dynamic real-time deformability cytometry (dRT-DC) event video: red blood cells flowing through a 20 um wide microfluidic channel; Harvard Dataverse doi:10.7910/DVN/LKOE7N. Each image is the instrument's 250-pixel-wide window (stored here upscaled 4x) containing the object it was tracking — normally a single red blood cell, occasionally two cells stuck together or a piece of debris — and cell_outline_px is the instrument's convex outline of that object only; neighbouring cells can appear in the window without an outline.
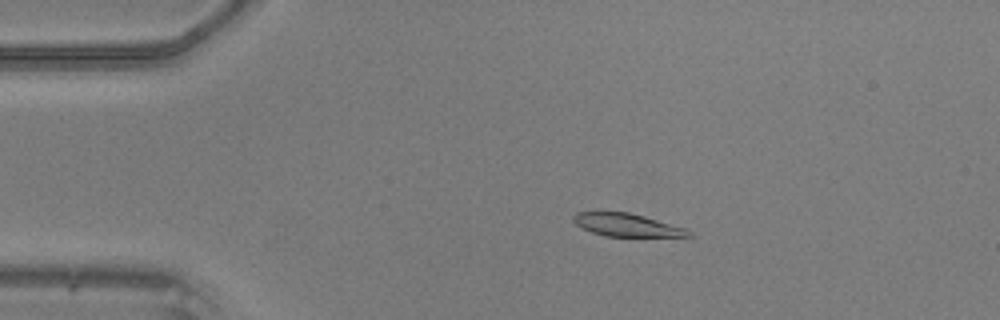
{"species": "common noctule bat (a hibernating species)", "species_latin": "Nyctalus noctula", "temperature_condition": "warm", "stored_images_in_passage": 40, "camera_frame_rate_fps": 3000, "um_per_image_px": 0.085, "animal": {"sex": "male", "body_mass_g": 20.5, "forearm_length_mm": 52.5}, "frame": {"image": 1, "passage_image": 1, "time_ms": 0.0, "image_size_px": [1000, 320], "cell_outline_px": [[692, 236], [604, 236], [580, 228], [572, 220], [572, 216], [576, 212], [628, 212], [644, 216], [684, 228], [692, 232]], "centroid_in_image_um": [53.21, 19.12], "position_along_channel_um": 31.8, "area_um2": 15.2}}
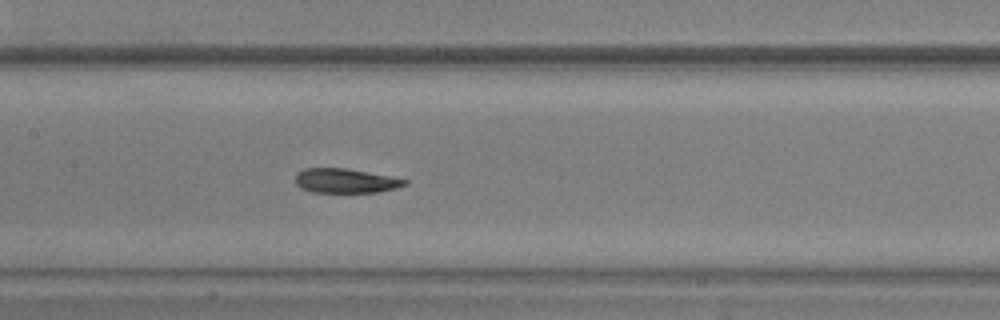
{"frame": {"image": 2, "passage_image": 15, "time_ms": 4.667, "image_size_px": [1000, 320], "cell_outline_px": [[408, 184], [396, 188], [376, 192], [312, 192], [300, 188], [296, 184], [296, 172], [304, 168], [348, 168], [408, 180]], "centroid_in_image_um": [29.34, 15.36], "position_along_channel_um": 178.1, "area_um2": 15.55}}
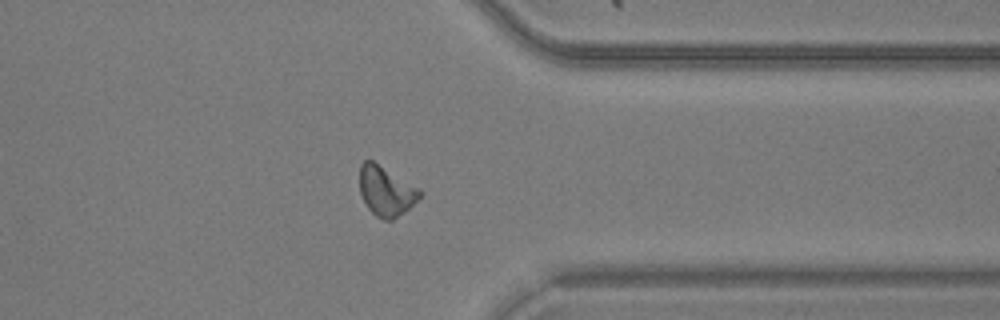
{"frame": {"image": 3, "passage_image": 30, "time_ms": 9.667, "image_size_px": [1000, 320], "cell_outline_px": [[424, 192], [408, 208], [392, 220], [384, 220], [376, 216], [368, 208], [360, 192], [360, 164], [364, 160], [372, 160], [420, 188]], "centroid_in_image_um": [32.81, 16.22], "position_along_channel_um": 378.6, "area_um2": 17.22}}